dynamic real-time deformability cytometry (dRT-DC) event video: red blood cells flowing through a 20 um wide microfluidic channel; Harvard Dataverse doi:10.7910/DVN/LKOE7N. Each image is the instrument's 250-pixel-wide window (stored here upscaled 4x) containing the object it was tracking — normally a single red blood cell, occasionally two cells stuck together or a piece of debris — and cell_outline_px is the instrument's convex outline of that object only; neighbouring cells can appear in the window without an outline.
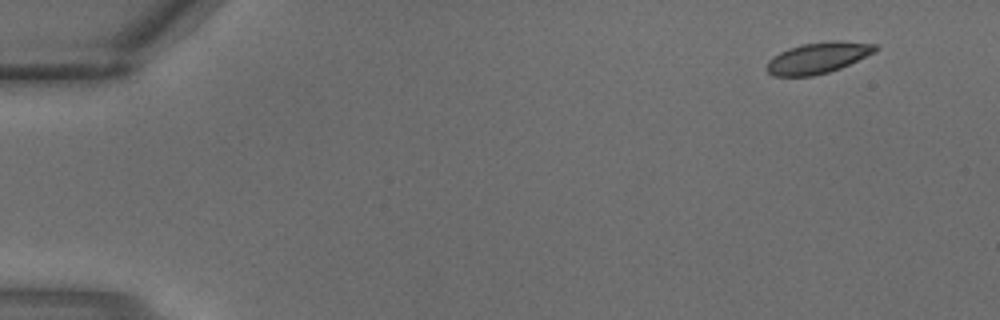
{"species": "common noctule bat (a hibernating species)", "species_latin": "Nyctalus noctula", "temperature_condition": "warm", "stored_images_in_passage": 2, "camera_frame_rate_fps": 3000, "um_per_image_px": 0.085, "animal": {"sex": "male", "body_mass_g": 18.8}, "frame": {"image": 1, "passage_image": 1, "time_ms": 0.0, "image_size_px": [1000, 320], "cell_outline_px": [[880, 48], [876, 52], [840, 68], [828, 72], [812, 76], [772, 76], [764, 68], [768, 60], [780, 52], [788, 48], [800, 44], [832, 40], [840, 40], [876, 44]], "centroid_in_image_um": [69.52, 4.91], "position_along_channel_um": 15.5, "area_um2": 19.94}}
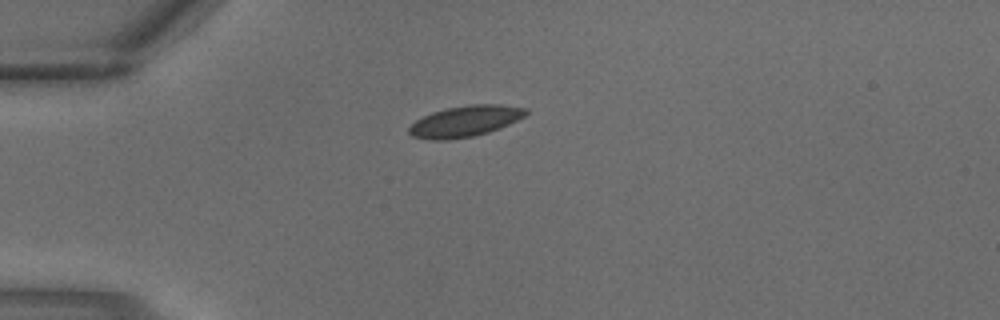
{"frame": {"image": 2, "passage_image": 2, "time_ms": 0.333, "image_size_px": [1000, 320], "cell_outline_px": [[528, 112], [524, 116], [500, 128], [488, 132], [472, 136], [448, 140], [432, 140], [412, 136], [408, 132], [408, 128], [416, 120], [432, 112], [444, 108], [472, 104], [500, 104], [528, 108]], "centroid_in_image_um": [39.53, 10.29], "position_along_channel_um": 45.5, "area_um2": 21.1}}